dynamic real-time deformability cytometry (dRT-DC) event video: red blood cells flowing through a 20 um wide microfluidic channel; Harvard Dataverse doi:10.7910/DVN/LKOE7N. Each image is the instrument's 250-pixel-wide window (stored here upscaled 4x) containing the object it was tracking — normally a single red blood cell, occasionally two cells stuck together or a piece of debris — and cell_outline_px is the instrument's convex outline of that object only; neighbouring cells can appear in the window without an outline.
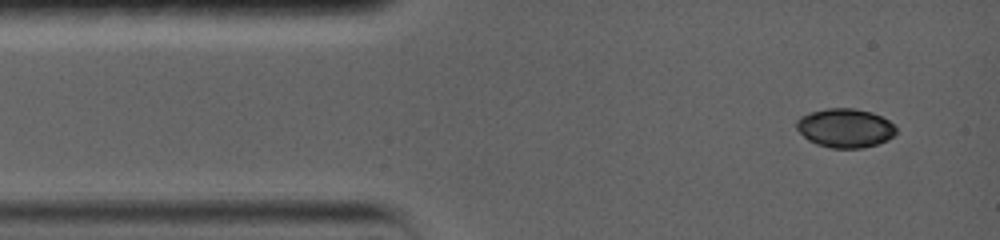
{"species": "common noctule bat (a hibernating species)", "species_latin": "Nyctalus noctula", "temperature_condition": "warm", "stored_images_in_passage": 24, "camera_frame_rate_fps": 5000, "um_per_image_px": 0.085, "animal": {"sex": "female", "body_mass_g": 19.0, "forearm_length_mm": 56.7}, "frame": {"image": 1, "passage_image": 1, "time_ms": 0.0, "image_size_px": [1000, 240], "cell_outline_px": [[896, 132], [888, 140], [864, 148], [832, 148], [816, 144], [808, 140], [796, 128], [796, 120], [800, 116], [808, 112], [828, 108], [852, 108], [872, 112], [888, 120], [896, 128]], "centroid_in_image_um": [71.81, 10.88], "position_along_channel_um": 13.2, "area_um2": 22.66}}
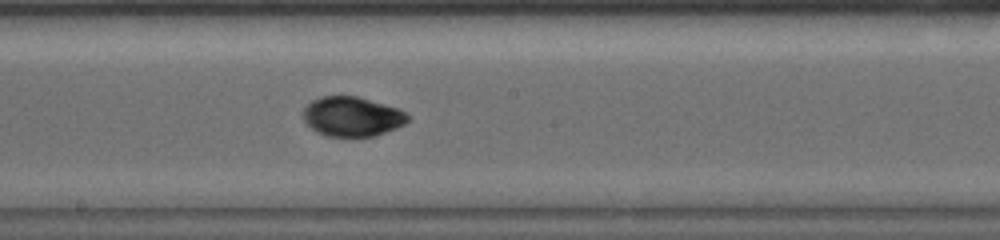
{"frame": {"image": 2, "passage_image": 11, "time_ms": 7.0, "image_size_px": [1000, 240], "cell_outline_px": [[408, 120], [404, 124], [396, 128], [372, 136], [328, 136], [316, 132], [304, 120], [304, 108], [312, 100], [324, 96], [356, 96], [396, 108], [404, 112], [408, 116]], "centroid_in_image_um": [29.9, 9.91], "position_along_channel_um": 218.3, "area_um2": 23.64}}
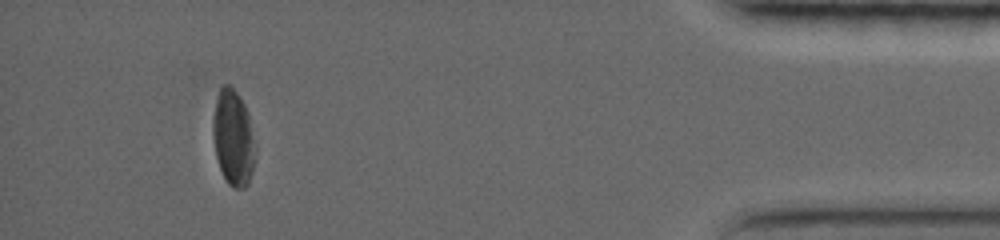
{"frame": {"image": 3, "passage_image": 21, "time_ms": 14.2, "image_size_px": [1000, 240], "cell_outline_px": [[256, 156], [252, 172], [248, 184], [244, 188], [236, 188], [228, 184], [220, 168], [216, 156], [212, 132], [212, 120], [216, 96], [220, 88], [224, 84], [228, 84], [236, 92], [244, 104], [248, 112], [256, 144]], "centroid_in_image_um": [19.83, 11.71], "position_along_channel_um": 415.4, "area_um2": 23.93}, "authors_computed_cell_mechanics": {"area_um2": 23.9581, "velocity_mm_per_s": 3.7104, "shape_relaxation_time_tau1_ms": 2.707, "shape_relaxation_time_tau2_ms": 4.9035, "deformation_change_tau1": 0.1154, "deformation_change_tau2": 0.0613}}